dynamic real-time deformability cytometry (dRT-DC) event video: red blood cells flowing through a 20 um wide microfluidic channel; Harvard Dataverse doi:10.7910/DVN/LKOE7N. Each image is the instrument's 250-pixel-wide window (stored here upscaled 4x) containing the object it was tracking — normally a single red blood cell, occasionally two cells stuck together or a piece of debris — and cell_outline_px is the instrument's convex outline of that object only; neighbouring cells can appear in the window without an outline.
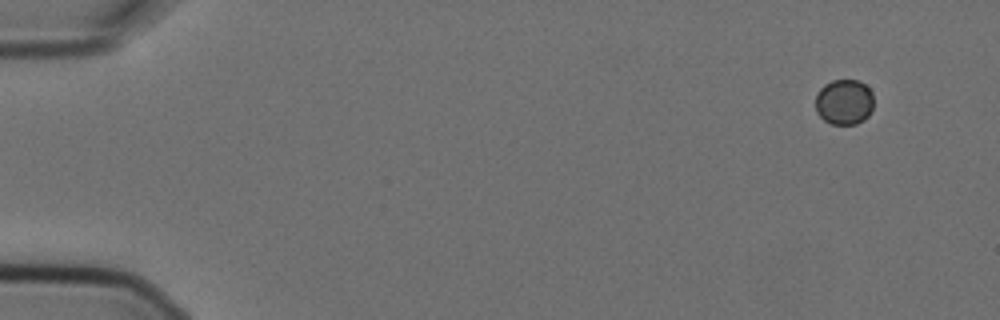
{"species": "Egyptian fruit bat (a non-hibernating species)", "species_latin": "Rousettus aegyptiacus", "temperature_condition": "cold", "stored_images_in_passage": 4, "camera_frame_rate_fps": 3000, "um_per_image_px": 0.085, "animal": {"sex": "female"}, "frame": {"image": 1, "passage_image": 1, "time_ms": 0.0, "image_size_px": [1000, 320], "cell_outline_px": [[872, 108], [868, 116], [864, 120], [856, 124], [832, 124], [824, 120], [816, 112], [816, 96], [820, 88], [824, 84], [832, 80], [860, 80], [872, 92]], "centroid_in_image_um": [71.75, 8.66], "position_along_channel_um": 13.3, "area_um2": 15.43}}
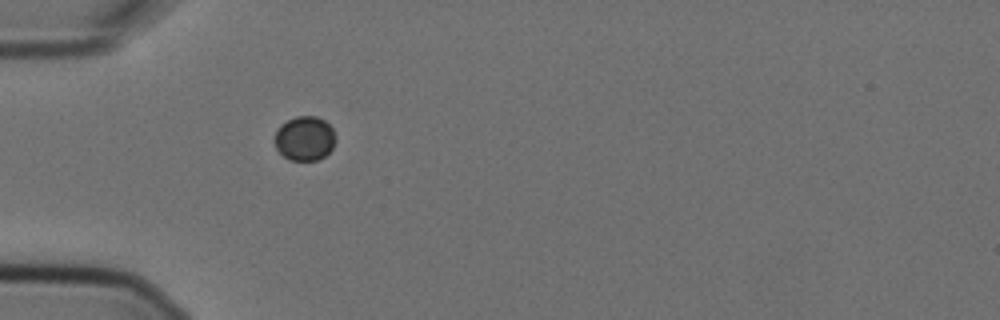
{"frame": {"image": 2, "passage_image": 4, "time_ms": 1.0, "image_size_px": [1000, 320], "cell_outline_px": [[336, 140], [332, 148], [324, 156], [316, 160], [288, 160], [276, 148], [272, 140], [276, 128], [280, 124], [296, 116], [316, 116], [324, 120], [332, 128]], "centroid_in_image_um": [25.85, 11.76], "position_along_channel_um": 59.2, "area_um2": 15.95}}